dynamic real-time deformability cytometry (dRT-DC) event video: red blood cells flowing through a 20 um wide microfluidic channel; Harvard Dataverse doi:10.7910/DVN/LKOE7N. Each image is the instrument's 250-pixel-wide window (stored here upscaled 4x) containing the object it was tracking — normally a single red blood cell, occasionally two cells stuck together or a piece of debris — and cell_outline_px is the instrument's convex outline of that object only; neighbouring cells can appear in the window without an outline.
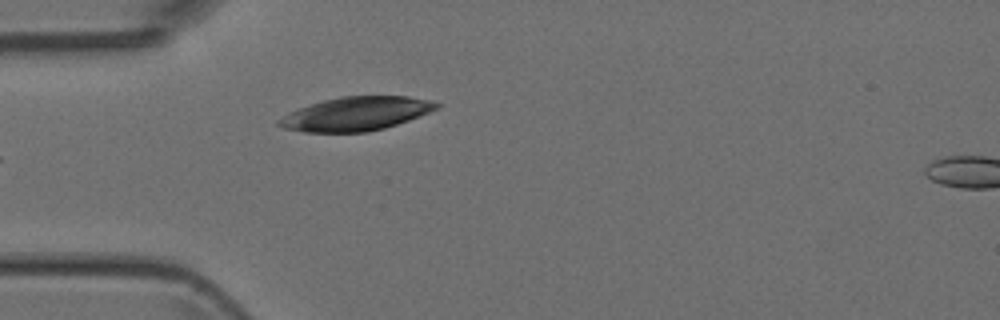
{"species": "Egyptian fruit bat (a non-hibernating species)", "species_latin": "Rousettus aegyptiacus", "temperature_condition": "room temperature", "stored_images_in_passage": 37, "camera_frame_rate_fps": 3000, "um_per_image_px": 0.085, "animal": {"sex": "female"}, "frame": {"image": 1, "passage_image": 1, "time_ms": 0.0, "image_size_px": [1000, 320], "cell_outline_px": [[440, 108], [420, 116], [384, 128], [364, 132], [304, 132], [284, 128], [276, 124], [276, 120], [300, 108], [324, 100], [340, 96], [408, 96], [428, 100], [440, 104]], "centroid_in_image_um": [30.28, 9.67], "position_along_channel_um": 54.7, "area_um2": 30.69}}
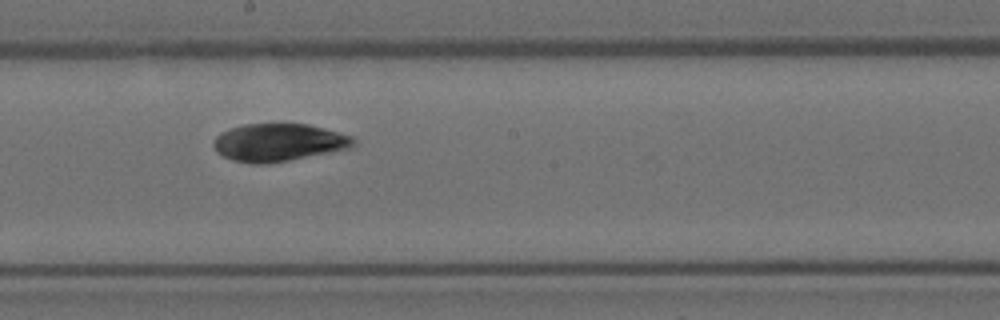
{"frame": {"image": 2, "passage_image": 14, "time_ms": 4.333, "image_size_px": [1000, 320], "cell_outline_px": [[356, 140], [348, 148], [268, 164], [248, 164], [232, 160], [216, 152], [212, 144], [216, 136], [232, 128], [244, 124], [308, 124], [324, 128], [352, 136]], "centroid_in_image_um": [23.63, 12.11], "position_along_channel_um": 224.6, "area_um2": 30.4}}
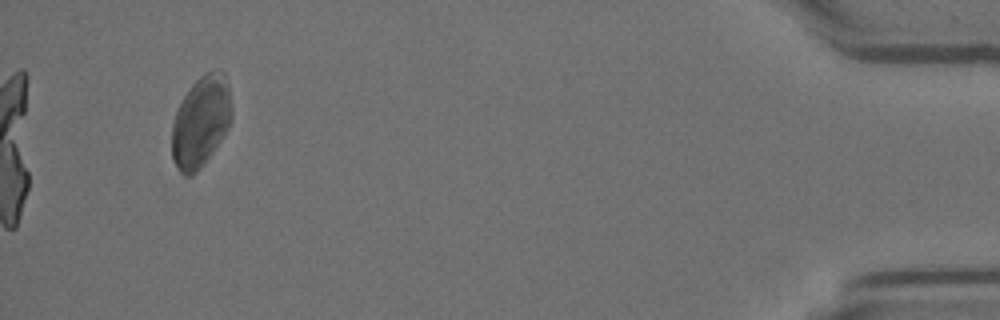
{"frame": {"image": 3, "passage_image": 34, "time_ms": 11.0, "image_size_px": [1000, 320], "cell_outline_px": [[232, 120], [228, 128], [212, 152], [200, 168], [192, 176], [184, 176], [180, 172], [172, 160], [172, 124], [176, 112], [184, 96], [192, 84], [204, 72], [212, 68], [220, 68], [224, 72], [228, 80], [232, 104]], "centroid_in_image_um": [17.1, 10.28], "position_along_channel_um": 418.1, "area_um2": 32.14}}